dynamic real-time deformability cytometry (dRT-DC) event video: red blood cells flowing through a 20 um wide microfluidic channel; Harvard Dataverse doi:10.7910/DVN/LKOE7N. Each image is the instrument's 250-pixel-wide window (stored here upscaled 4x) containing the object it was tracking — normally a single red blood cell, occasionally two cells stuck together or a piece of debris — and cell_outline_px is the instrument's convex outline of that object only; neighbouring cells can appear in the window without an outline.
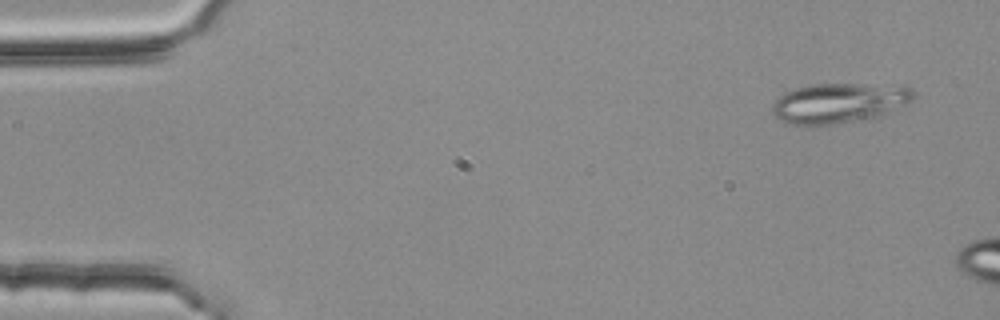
{"species": "common noctule bat (a hibernating species)", "species_latin": "Nyctalus noctula", "temperature_condition": "room temperature", "stored_images_in_passage": 3, "camera_frame_rate_fps": 3000, "um_per_image_px": 0.085, "animal": {"sex": "female", "body_mass_g": 25.1}, "frame": {"image": 1, "passage_image": 1, "time_ms": 0.0, "image_size_px": [1000, 320], "cell_outline_px": [[916, 96], [908, 104], [880, 116], [868, 120], [804, 128], [780, 120], [772, 112], [772, 104], [784, 92], [796, 88], [812, 84], [908, 84], [916, 92]], "centroid_in_image_um": [71.39, 8.77], "position_along_channel_um": 13.6, "area_um2": 34.22}}